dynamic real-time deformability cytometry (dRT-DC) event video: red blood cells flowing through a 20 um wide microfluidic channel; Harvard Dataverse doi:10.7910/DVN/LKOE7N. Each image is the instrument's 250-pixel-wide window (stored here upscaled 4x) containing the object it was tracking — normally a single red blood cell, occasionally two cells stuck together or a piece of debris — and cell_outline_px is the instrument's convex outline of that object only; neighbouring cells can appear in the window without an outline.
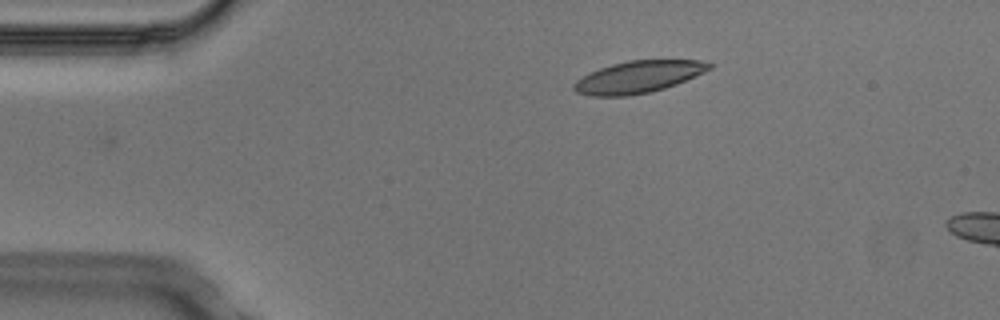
{"species": "Egyptian fruit bat (a non-hibernating species)", "species_latin": "Rousettus aegyptiacus", "temperature_condition": "cold", "stored_images_in_passage": 3, "camera_frame_rate_fps": 3000, "um_per_image_px": 0.085, "animal": {"sex": "male"}, "frame": {"image": 1, "passage_image": 3, "time_ms": 0.667, "image_size_px": [1000, 320], "cell_outline_px": [[712, 68], [704, 72], [676, 84], [664, 88], [648, 92], [628, 96], [592, 96], [576, 92], [572, 88], [572, 84], [576, 80], [600, 68], [612, 64], [628, 60], [700, 60], [712, 64]], "centroid_in_image_um": [54.24, 6.54], "position_along_channel_um": 30.8, "area_um2": 25.03}}